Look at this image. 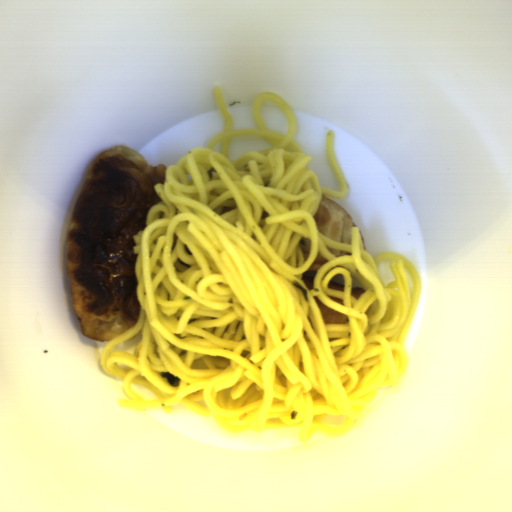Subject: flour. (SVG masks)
<instances>
[{
	"label": "flour",
	"mask_w": 512,
	"mask_h": 512,
	"mask_svg": "<svg viewBox=\"0 0 512 512\" xmlns=\"http://www.w3.org/2000/svg\"><path fill=\"white\" fill-rule=\"evenodd\" d=\"M166 165L128 145L99 152L82 181L65 243L66 281L82 336L109 343L139 321L134 234L162 201Z\"/></svg>",
	"instance_id": "obj_1"
},
{
	"label": "flour",
	"mask_w": 512,
	"mask_h": 512,
	"mask_svg": "<svg viewBox=\"0 0 512 512\" xmlns=\"http://www.w3.org/2000/svg\"><path fill=\"white\" fill-rule=\"evenodd\" d=\"M317 304L319 306V309L321 311L323 322L326 323H346L349 319L347 314L342 313L338 310L329 308L324 303H322L320 300H318L315 297Z\"/></svg>",
	"instance_id": "obj_3"
},
{
	"label": "flour",
	"mask_w": 512,
	"mask_h": 512,
	"mask_svg": "<svg viewBox=\"0 0 512 512\" xmlns=\"http://www.w3.org/2000/svg\"><path fill=\"white\" fill-rule=\"evenodd\" d=\"M316 271H304L302 273V280L309 289H313V280Z\"/></svg>",
	"instance_id": "obj_5"
},
{
	"label": "flour",
	"mask_w": 512,
	"mask_h": 512,
	"mask_svg": "<svg viewBox=\"0 0 512 512\" xmlns=\"http://www.w3.org/2000/svg\"><path fill=\"white\" fill-rule=\"evenodd\" d=\"M366 292L365 289L352 277L351 282V295L360 297V294Z\"/></svg>",
	"instance_id": "obj_6"
},
{
	"label": "flour",
	"mask_w": 512,
	"mask_h": 512,
	"mask_svg": "<svg viewBox=\"0 0 512 512\" xmlns=\"http://www.w3.org/2000/svg\"><path fill=\"white\" fill-rule=\"evenodd\" d=\"M313 218L316 231L341 244L352 245V227H358L364 251L368 253L369 248L362 228L336 199L322 194Z\"/></svg>",
	"instance_id": "obj_2"
},
{
	"label": "flour",
	"mask_w": 512,
	"mask_h": 512,
	"mask_svg": "<svg viewBox=\"0 0 512 512\" xmlns=\"http://www.w3.org/2000/svg\"><path fill=\"white\" fill-rule=\"evenodd\" d=\"M328 286L330 288L339 289V290H345V281L344 276L341 273L334 274L328 283Z\"/></svg>",
	"instance_id": "obj_4"
}]
</instances>
